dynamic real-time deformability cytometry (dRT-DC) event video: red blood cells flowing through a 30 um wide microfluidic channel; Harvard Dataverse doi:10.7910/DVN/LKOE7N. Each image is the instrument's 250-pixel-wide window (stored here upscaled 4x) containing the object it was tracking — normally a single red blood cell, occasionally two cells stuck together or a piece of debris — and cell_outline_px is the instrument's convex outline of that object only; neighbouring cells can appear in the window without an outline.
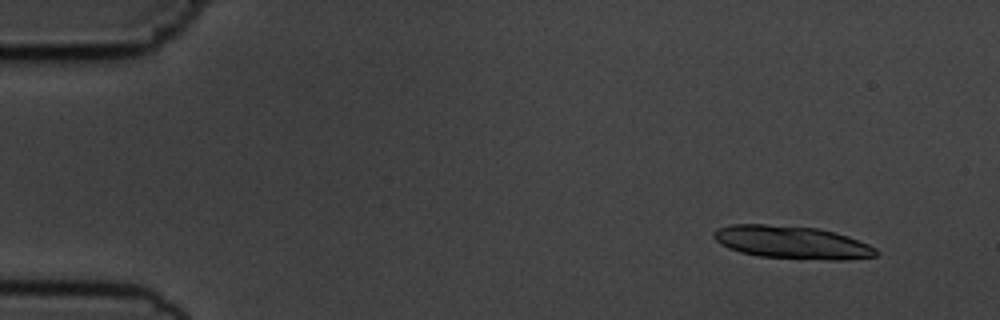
{"species": "common noctule bat (a hibernating species)", "species_latin": "Nyctalus noctula", "temperature_condition": "cold", "stored_images_in_passage": 8, "camera_frame_rate_fps": 3000, "um_per_image_px": 0.085, "animal": {"sex": "male", "body_mass_g": 19.5, "forearm_length_mm": 54.6}, "frame": {"image": 1, "passage_image": 2, "time_ms": 1.333, "image_size_px": [1000, 320], "cell_outline_px": [[880, 252], [876, 256], [848, 260], [828, 260], [760, 256], [740, 252], [728, 248], [720, 244], [712, 236], [712, 232], [720, 228], [732, 224], [764, 224], [816, 228], [848, 236], [868, 244], [876, 248]], "centroid_in_image_um": [67.33, 20.61], "position_along_channel_um": 17.7, "area_um2": 30.98}}
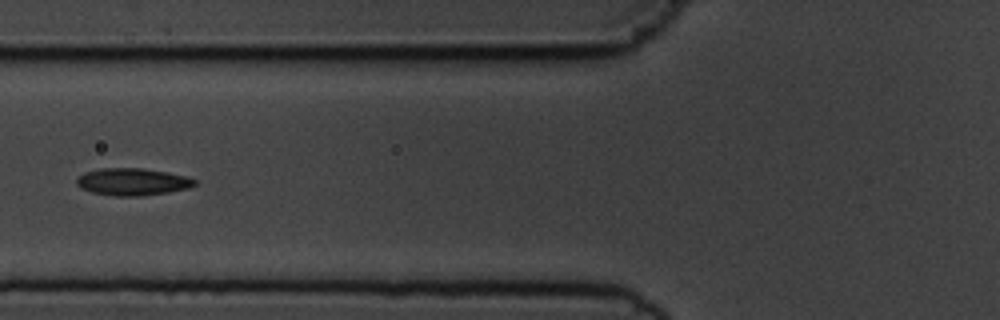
{"frame": {"image": 2, "passage_image": 7, "time_ms": 7.0, "image_size_px": [1000, 320], "cell_outline_px": [[196, 184], [188, 188], [168, 192], [140, 196], [112, 196], [92, 192], [80, 188], [76, 184], [76, 180], [84, 172], [100, 168], [140, 168], [168, 172], [184, 176], [196, 180]], "centroid_in_image_um": [11.23, 15.45], "position_along_channel_um": 114.6, "area_um2": 18.67}}
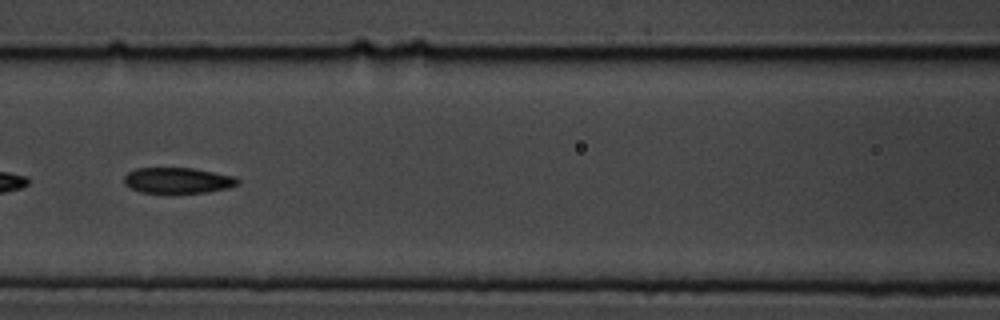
{"frame": {"image": 3, "passage_image": 8, "time_ms": 8.0, "image_size_px": [1000, 320], "cell_outline_px": [[240, 184], [228, 188], [208, 192], [140, 192], [124, 184], [124, 176], [128, 172], [136, 168], [192, 168], [236, 176], [240, 180]], "centroid_in_image_um": [15.15, 15.32], "position_along_channel_um": 151.5, "area_um2": 16.99}}